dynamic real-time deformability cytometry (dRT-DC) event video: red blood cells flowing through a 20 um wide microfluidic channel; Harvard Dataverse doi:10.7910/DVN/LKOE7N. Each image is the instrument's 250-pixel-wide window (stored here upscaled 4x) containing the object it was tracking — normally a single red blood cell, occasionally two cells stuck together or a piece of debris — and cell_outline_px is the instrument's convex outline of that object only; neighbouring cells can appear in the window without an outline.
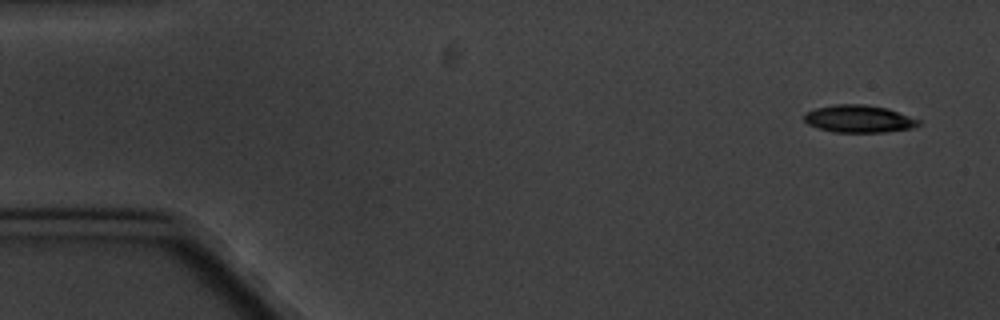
{"species": "common noctule bat (a hibernating species)", "species_latin": "Nyctalus noctula", "temperature_condition": "cold", "stored_images_in_passage": 5, "camera_frame_rate_fps": 3000, "um_per_image_px": 0.085, "animal": {"sex": "male", "body_mass_g": 20.1, "forearm_length_mm": 53.5}, "frame": {"image": 1, "passage_image": 1, "time_ms": 0.0, "image_size_px": [1000, 320], "cell_outline_px": [[920, 124], [912, 128], [884, 132], [832, 132], [808, 124], [804, 120], [804, 112], [816, 108], [836, 104], [864, 104], [888, 108], [920, 120]], "centroid_in_image_um": [72.99, 10.09], "position_along_channel_um": 12.0, "area_um2": 18.26}}
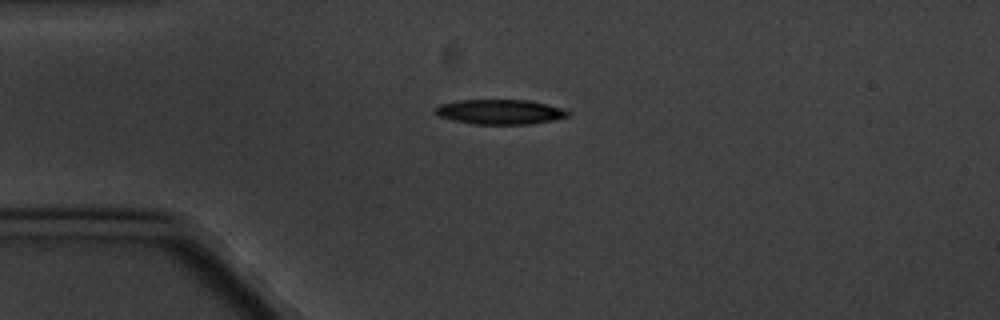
{"frame": {"image": 2, "passage_image": 4, "time_ms": 3.667, "image_size_px": [1000, 320], "cell_outline_px": [[572, 116], [556, 120], [532, 124], [472, 124], [452, 120], [440, 116], [432, 108], [440, 104], [460, 100], [528, 100], [548, 104], [572, 112]], "centroid_in_image_um": [42.55, 9.51], "position_along_channel_um": 42.4, "area_um2": 19.42}}